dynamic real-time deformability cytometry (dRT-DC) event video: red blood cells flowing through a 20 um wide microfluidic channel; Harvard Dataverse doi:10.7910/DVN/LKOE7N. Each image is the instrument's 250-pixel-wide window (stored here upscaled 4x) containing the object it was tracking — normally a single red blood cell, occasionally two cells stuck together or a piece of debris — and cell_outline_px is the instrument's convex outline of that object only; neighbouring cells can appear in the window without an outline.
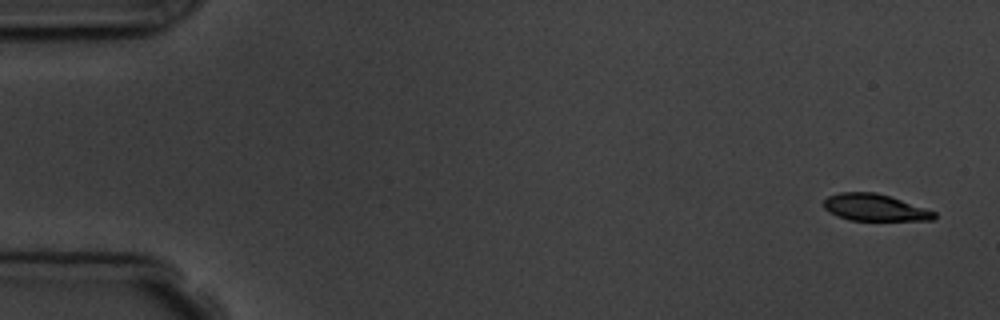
{"species": "common noctule bat (a hibernating species)", "species_latin": "Nyctalus noctula", "temperature_condition": "room temperature", "stored_images_in_passage": 11, "camera_frame_rate_fps": 3000, "um_per_image_px": 0.085, "animal": {"sex": "male", "body_mass_g": 19.5, "forearm_length_mm": 54.6}, "frame": {"image": 1, "passage_image": 1, "time_ms": 0.0, "image_size_px": [1000, 320], "cell_outline_px": [[936, 216], [932, 220], [852, 220], [836, 216], [828, 212], [824, 208], [824, 200], [828, 196], [840, 192], [876, 192], [936, 212]], "centroid_in_image_um": [74.3, 17.64], "position_along_channel_um": 10.7, "area_um2": 17.05}}
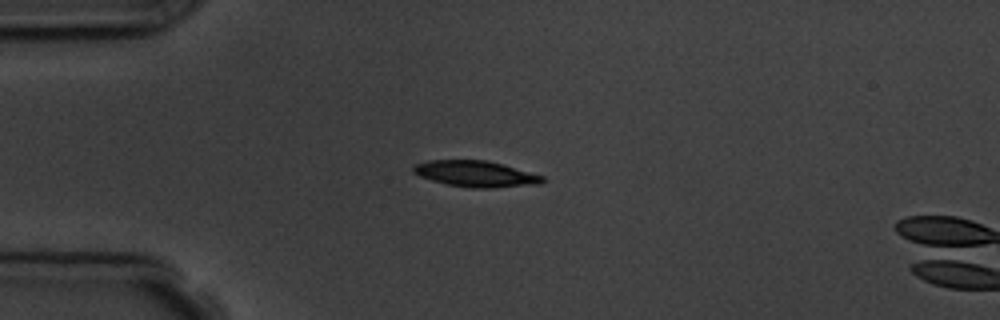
{"frame": {"image": 2, "passage_image": 4, "time_ms": 4.0, "image_size_px": [1000, 320], "cell_outline_px": [[544, 180], [540, 184], [492, 188], [472, 188], [448, 184], [432, 180], [420, 176], [412, 172], [412, 168], [416, 164], [428, 160], [488, 160], [504, 164], [544, 176]], "centroid_in_image_um": [40.45, 14.77], "position_along_channel_um": 44.5, "area_um2": 19.65}}
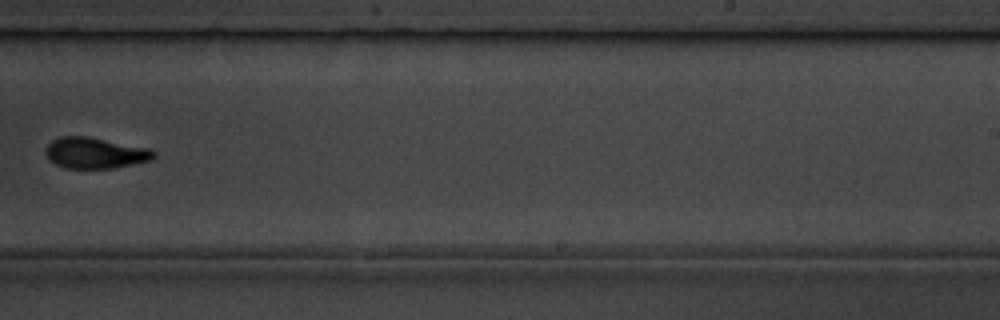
{"frame": {"image": 3, "passage_image": 10, "time_ms": 11.0, "image_size_px": [1000, 320], "cell_outline_px": [[156, 156], [152, 160], [112, 168], [64, 168], [48, 160], [44, 152], [48, 144], [52, 140], [60, 136], [88, 136], [152, 148], [156, 152]], "centroid_in_image_um": [8.1, 12.99], "position_along_channel_um": 280.9, "area_um2": 19.83}}